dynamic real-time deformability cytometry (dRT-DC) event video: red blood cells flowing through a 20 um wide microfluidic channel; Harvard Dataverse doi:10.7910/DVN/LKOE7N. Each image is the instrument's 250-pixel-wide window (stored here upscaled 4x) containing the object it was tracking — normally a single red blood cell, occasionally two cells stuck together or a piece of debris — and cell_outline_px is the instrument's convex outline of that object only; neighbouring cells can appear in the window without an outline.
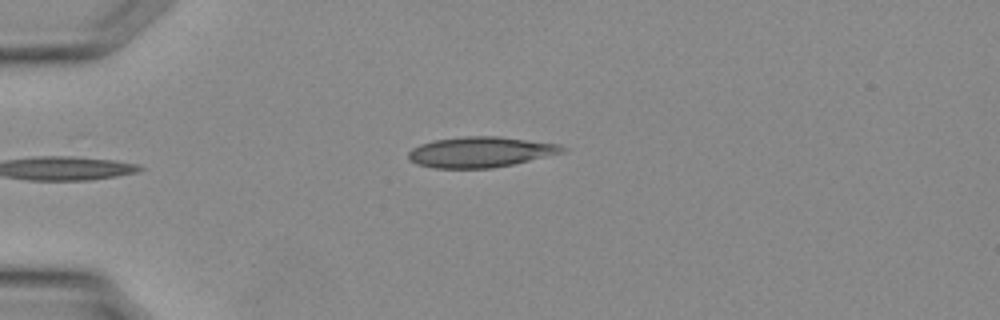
{"species": "Egyptian fruit bat (a non-hibernating species)", "species_latin": "Rousettus aegyptiacus", "temperature_condition": "warm", "stored_images_in_passage": 23, "camera_frame_rate_fps": 3000, "um_per_image_px": 0.085, "animal": {"sex": "female"}, "frame": {"image": 1, "passage_image": 1, "time_ms": 0.0, "image_size_px": [1000, 320], "cell_outline_px": [[568, 148], [564, 152], [512, 164], [492, 168], [432, 168], [416, 164], [408, 160], [408, 152], [412, 148], [420, 144], [436, 140], [464, 136], [500, 136], [560, 144]], "centroid_in_image_um": [40.82, 12.92], "position_along_channel_um": 44.2, "area_um2": 27.46}}
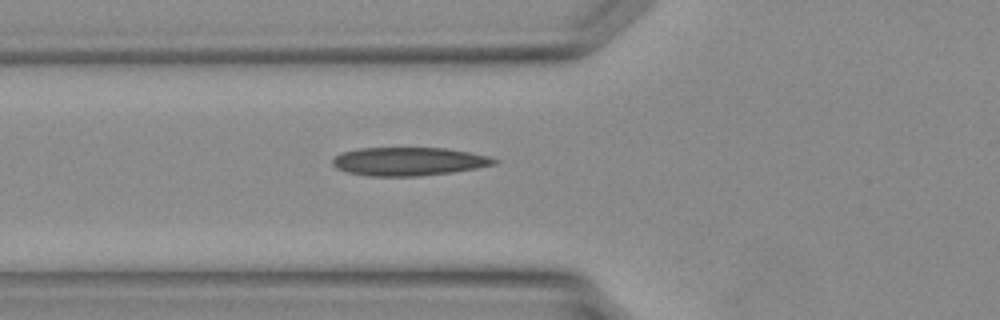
{"frame": {"image": 2, "passage_image": 5, "time_ms": 1.333, "image_size_px": [1000, 320], "cell_outline_px": [[500, 160], [496, 164], [476, 168], [452, 172], [420, 176], [368, 176], [348, 172], [336, 168], [332, 164], [332, 160], [340, 152], [360, 148], [444, 148], [468, 152], [488, 156]], "centroid_in_image_um": [34.73, 13.72], "position_along_channel_um": 91.1, "area_um2": 26.7}}
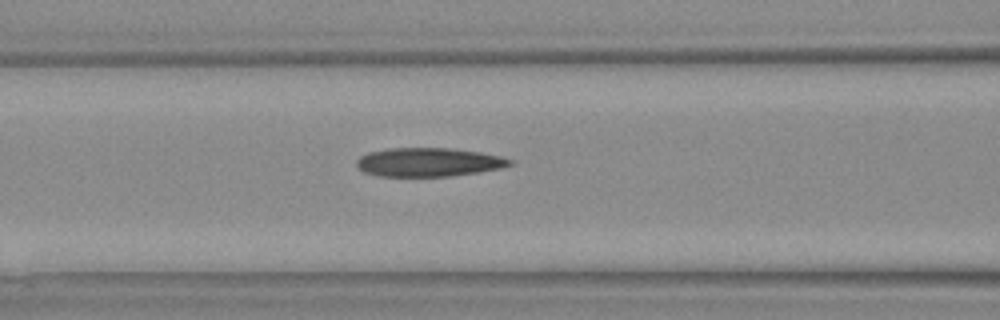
{"frame": {"image": 3, "passage_image": 7, "time_ms": 2.0, "image_size_px": [1000, 320], "cell_outline_px": [[516, 160], [512, 164], [500, 168], [452, 176], [380, 176], [364, 172], [356, 164], [356, 160], [360, 156], [368, 152], [388, 148], [452, 148], [480, 152], [500, 156]], "centroid_in_image_um": [36.44, 13.77], "position_along_channel_um": 130.2, "area_um2": 25.66}}